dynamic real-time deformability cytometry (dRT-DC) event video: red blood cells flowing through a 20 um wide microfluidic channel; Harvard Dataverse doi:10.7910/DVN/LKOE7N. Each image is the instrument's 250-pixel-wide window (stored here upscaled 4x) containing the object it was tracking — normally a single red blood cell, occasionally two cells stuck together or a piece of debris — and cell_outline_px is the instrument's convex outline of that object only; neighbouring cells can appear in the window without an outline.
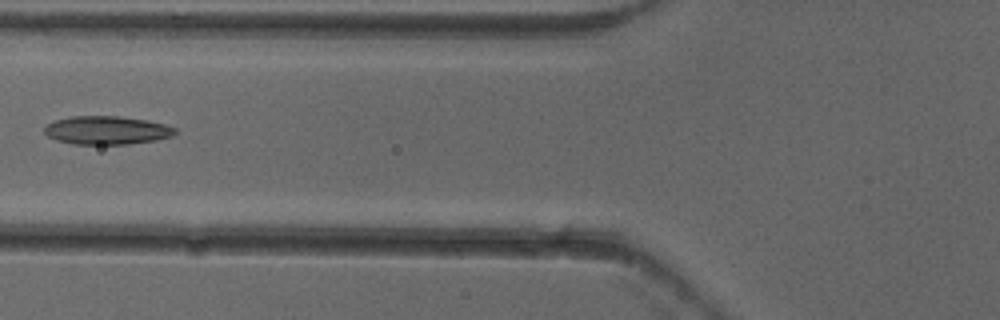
{"species": "common noctule bat (a hibernating species)", "species_latin": "Nyctalus noctula", "temperature_condition": "cold", "stored_images_in_passage": 5, "camera_frame_rate_fps": 3000, "um_per_image_px": 0.085, "animal": {"sex": "female"}, "frame": {"image": 1, "passage_image": 5, "time_ms": 1.333, "image_size_px": [1000, 320], "cell_outline_px": [[176, 132], [172, 136], [156, 140], [128, 144], [72, 144], [56, 140], [48, 136], [44, 132], [44, 128], [48, 124], [56, 120], [72, 116], [120, 116], [148, 120], [164, 124], [176, 128]], "centroid_in_image_um": [9.08, 11.07], "position_along_channel_um": 116.7, "area_um2": 21.62}}